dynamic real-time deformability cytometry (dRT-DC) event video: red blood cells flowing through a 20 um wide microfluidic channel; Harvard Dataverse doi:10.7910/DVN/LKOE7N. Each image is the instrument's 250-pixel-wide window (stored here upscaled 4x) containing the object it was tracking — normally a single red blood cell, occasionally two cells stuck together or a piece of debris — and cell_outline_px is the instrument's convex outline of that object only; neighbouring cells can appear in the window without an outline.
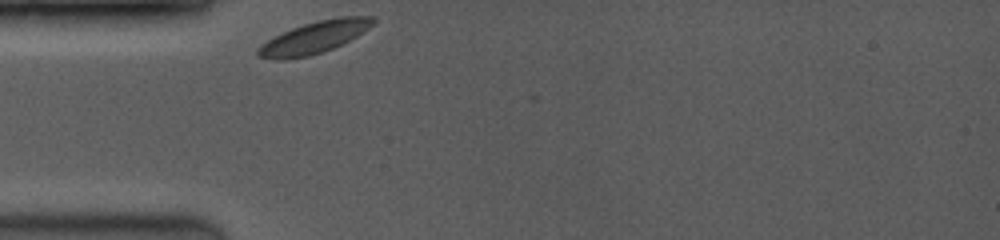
{"species": "common noctule bat (a hibernating species)", "species_latin": "Nyctalus noctula", "temperature_condition": "room temperature", "stored_images_in_passage": 3, "camera_frame_rate_fps": 3500, "um_per_image_px": 0.085, "animal": {"sex": "female", "body_mass_g": 19.0, "forearm_length_mm": 53.3}, "frame": {"image": 1, "passage_image": 1, "time_ms": 0.0, "image_size_px": [1000, 240], "cell_outline_px": [[376, 20], [368, 28], [356, 36], [324, 52], [308, 56], [284, 60], [272, 60], [260, 56], [256, 52], [260, 44], [292, 28], [304, 24], [320, 20], [340, 16], [376, 16]], "centroid_in_image_um": [26.7, 3.18], "position_along_channel_um": 58.3, "area_um2": 21.15}}